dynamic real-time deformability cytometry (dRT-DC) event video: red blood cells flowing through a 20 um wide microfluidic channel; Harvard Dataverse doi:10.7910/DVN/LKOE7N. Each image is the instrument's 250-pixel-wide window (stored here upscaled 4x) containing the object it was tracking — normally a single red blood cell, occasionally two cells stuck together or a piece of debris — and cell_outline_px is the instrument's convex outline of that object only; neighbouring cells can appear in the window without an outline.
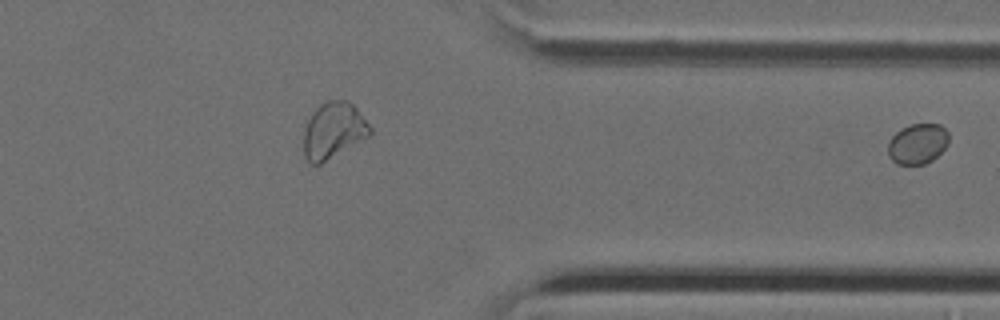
{"species": "Egyptian fruit bat (a non-hibernating species)", "species_latin": "Rousettus aegyptiacus", "temperature_condition": "cold", "stored_images_in_passage": 31, "segment_of_instrument_passage": [2, 2], "camera_frame_rate_fps": 3000, "um_per_image_px": 0.085, "animal": {"sex": "female"}, "frame": {"image": 1, "passage_image": 31, "time_ms": 10.0, "image_size_px": [1000, 320], "cell_outline_px": [[948, 144], [932, 160], [924, 164], [896, 164], [888, 156], [888, 140], [900, 128], [912, 124], [940, 124], [948, 132]], "centroid_in_image_um": [77.97, 12.21], "position_along_channel_um": 333.4, "area_um2": 14.33}}